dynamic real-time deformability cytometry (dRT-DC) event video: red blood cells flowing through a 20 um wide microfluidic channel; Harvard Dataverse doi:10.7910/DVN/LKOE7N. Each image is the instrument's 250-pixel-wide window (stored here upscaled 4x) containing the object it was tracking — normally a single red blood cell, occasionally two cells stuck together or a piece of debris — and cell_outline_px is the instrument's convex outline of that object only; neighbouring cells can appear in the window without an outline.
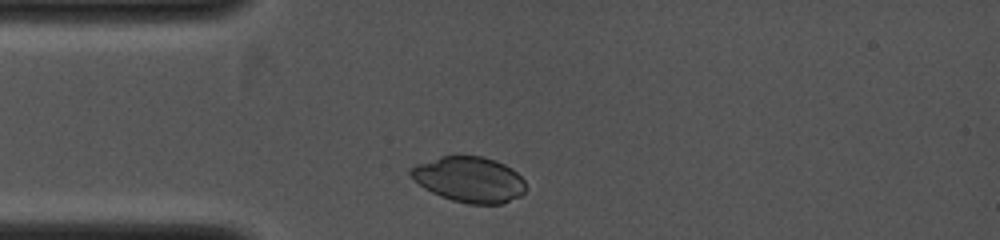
{"species": "common noctule bat (a hibernating species)", "species_latin": "Nyctalus noctula", "temperature_condition": "cold", "stored_images_in_passage": 1, "camera_frame_rate_fps": 4000, "um_per_image_px": 0.085, "animal": {"sex": "female", "body_mass_g": 19.0, "forearm_length_mm": 53.3}, "frame": {"image": 1, "passage_image": 1, "time_ms": 0.0, "image_size_px": [1000, 240], "cell_outline_px": [[524, 192], [520, 196], [504, 204], [468, 204], [452, 200], [440, 196], [424, 188], [408, 172], [408, 168], [416, 164], [440, 156], [480, 156], [496, 160], [512, 168], [524, 180]], "centroid_in_image_um": [39.89, 15.26], "position_along_channel_um": 45.1, "area_um2": 30.58}}